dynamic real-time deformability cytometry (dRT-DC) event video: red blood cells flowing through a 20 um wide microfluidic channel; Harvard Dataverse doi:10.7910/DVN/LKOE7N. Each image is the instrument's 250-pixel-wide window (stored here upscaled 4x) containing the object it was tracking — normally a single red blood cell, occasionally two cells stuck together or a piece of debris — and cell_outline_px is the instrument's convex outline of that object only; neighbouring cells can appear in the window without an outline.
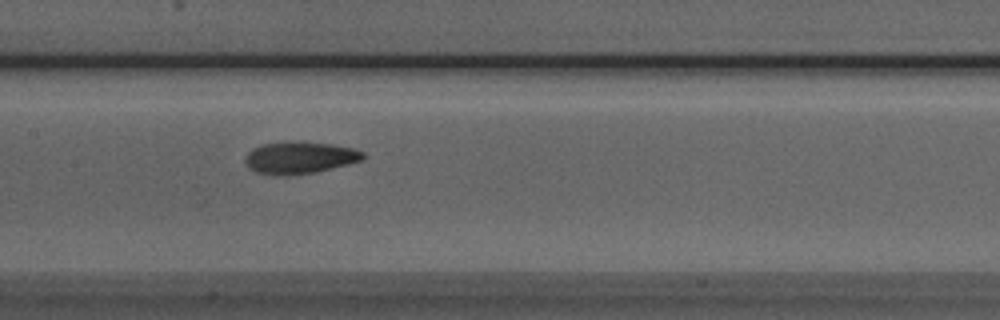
{"species": "Egyptian fruit bat (a non-hibernating species)", "species_latin": "Rousettus aegyptiacus", "temperature_condition": "room temperature", "stored_images_in_passage": 36, "camera_frame_rate_fps": 3000, "um_per_image_px": 0.085, "animal": {"sex": "male"}, "frame": {"image": 1, "passage_image": 12, "time_ms": 3.667, "image_size_px": [1000, 320], "cell_outline_px": [[364, 160], [316, 172], [288, 176], [272, 176], [256, 172], [248, 168], [244, 160], [248, 152], [252, 148], [260, 144], [332, 144], [352, 148], [364, 152]], "centroid_in_image_um": [25.45, 13.46], "position_along_channel_um": 182.0, "area_um2": 21.5}}
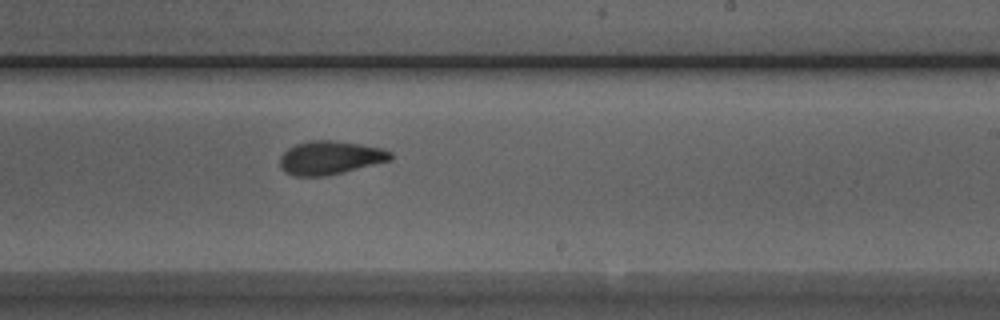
{"frame": {"image": 2, "passage_image": 18, "time_ms": 5.667, "image_size_px": [1000, 320], "cell_outline_px": [[392, 160], [324, 176], [292, 176], [284, 172], [280, 168], [280, 156], [288, 148], [296, 144], [312, 140], [332, 140], [360, 144], [384, 148], [392, 152]], "centroid_in_image_um": [28.04, 13.4], "position_along_channel_um": 261.0, "area_um2": 21.62}}
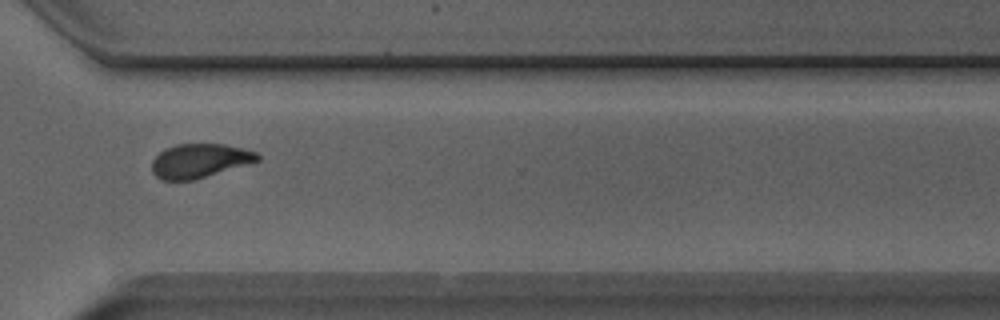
{"frame": {"image": 3, "passage_image": 25, "time_ms": 8.0, "image_size_px": [1000, 320], "cell_outline_px": [[260, 160], [252, 164], [196, 180], [160, 180], [152, 172], [152, 160], [164, 148], [176, 144], [224, 144], [256, 152], [260, 156]], "centroid_in_image_um": [16.99, 13.68], "position_along_channel_um": 353.6, "area_um2": 21.33}}